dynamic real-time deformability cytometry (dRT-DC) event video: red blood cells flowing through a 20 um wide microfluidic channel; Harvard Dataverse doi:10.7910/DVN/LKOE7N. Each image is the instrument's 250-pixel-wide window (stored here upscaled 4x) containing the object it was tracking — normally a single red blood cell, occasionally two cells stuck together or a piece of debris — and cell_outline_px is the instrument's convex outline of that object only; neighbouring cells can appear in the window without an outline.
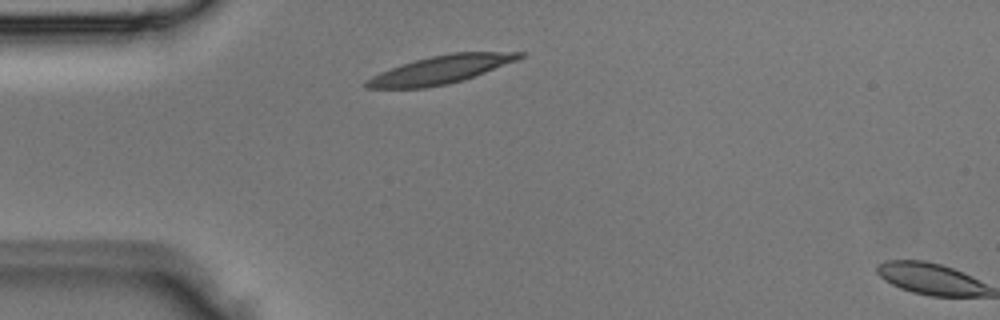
{"species": "Egyptian fruit bat (a non-hibernating species)", "species_latin": "Rousettus aegyptiacus", "temperature_condition": "room temperature", "stored_images_in_passage": 2, "segment_of_instrument_passage": [1, 2], "camera_frame_rate_fps": 3000, "um_per_image_px": 0.085, "animal": {"sex": "male"}, "frame": {"image": 1, "passage_image": 1, "time_ms": 0.0, "image_size_px": [1000, 320], "cell_outline_px": [[524, 56], [516, 60], [484, 72], [448, 84], [424, 88], [364, 88], [364, 80], [380, 72], [416, 60], [432, 56], [452, 52], [524, 52]], "centroid_in_image_um": [37.41, 5.92], "position_along_channel_um": 47.6, "area_um2": 24.45}}